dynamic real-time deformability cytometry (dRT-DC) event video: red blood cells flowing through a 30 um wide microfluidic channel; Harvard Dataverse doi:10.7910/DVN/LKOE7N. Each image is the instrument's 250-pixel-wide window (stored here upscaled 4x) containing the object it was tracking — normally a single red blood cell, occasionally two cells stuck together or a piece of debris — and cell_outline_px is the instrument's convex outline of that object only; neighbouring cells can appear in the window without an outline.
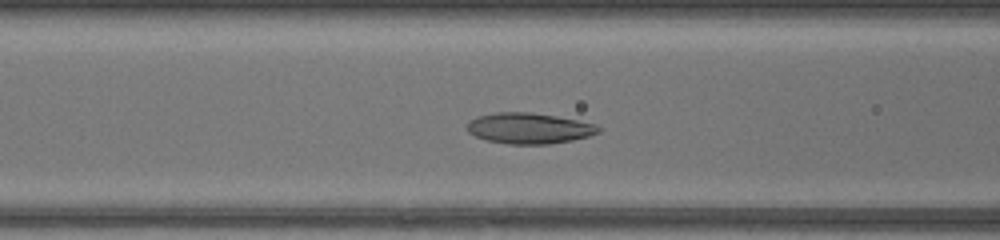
{"species": "common noctule bat (a hibernating species)", "species_latin": "Nyctalus noctula", "temperature_condition": "warm", "stored_images_in_passage": 32, "camera_frame_rate_fps": 3000, "um_per_image_px": 0.085, "animal": {"sex": "female", "body_mass_g": 17.0, "forearm_length_mm": 48.0}, "frame": {"image": 1, "passage_image": 5, "time_ms": 1.333, "image_size_px": [1000, 240], "cell_outline_px": [[600, 132], [588, 136], [572, 140], [548, 144], [508, 144], [488, 140], [476, 136], [468, 132], [468, 124], [476, 116], [496, 112], [528, 112], [556, 116], [576, 120], [592, 124], [600, 128]], "centroid_in_image_um": [44.95, 10.9], "position_along_channel_um": 121.6, "area_um2": 23.24}}
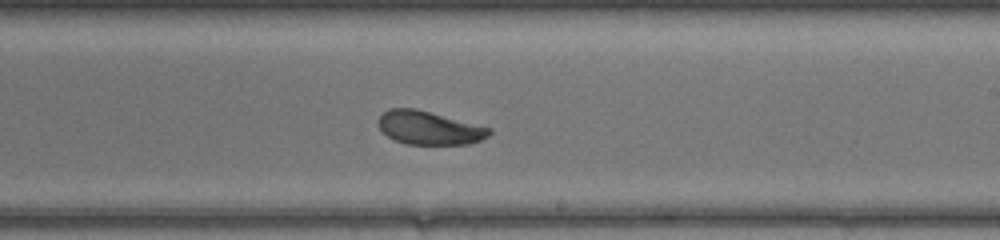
{"frame": {"image": 2, "passage_image": 14, "time_ms": 4.333, "image_size_px": [1000, 240], "cell_outline_px": [[492, 132], [488, 136], [480, 140], [468, 144], [408, 144], [396, 140], [388, 136], [380, 128], [380, 116], [384, 112], [392, 108], [416, 108], [492, 128]], "centroid_in_image_um": [36.52, 10.86], "position_along_channel_um": 252.5, "area_um2": 21.33}}
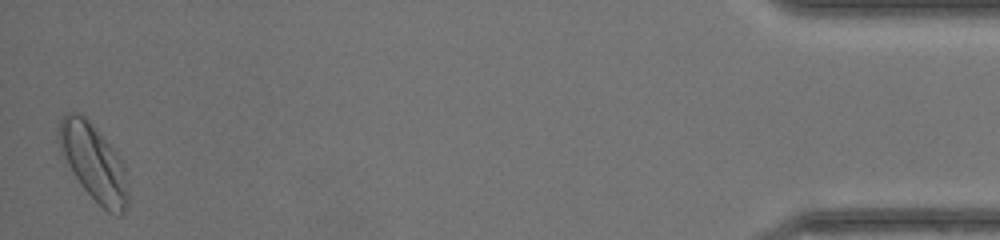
{"frame": {"image": 3, "passage_image": 32, "time_ms": 10.333, "image_size_px": [1000, 240], "cell_outline_px": [[128, 208], [120, 216], [116, 216], [108, 212], [80, 184], [68, 164], [56, 140], [56, 132], [60, 120], [64, 112], [76, 112], [84, 116], [88, 120], [120, 156], [124, 164], [128, 196]], "centroid_in_image_um": [7.95, 13.79], "position_along_channel_um": 427.2, "area_um2": 30.75}, "authors_computed_cell_mechanics": {"area_um2": 22.7443, "velocity_mm_per_s": 4.38, "shape_relaxation_time_tau1_ms": 3.4836, "shape_relaxation_time_tau2_ms": 2.8826, "deformation_change_tau1": 0.1084, "deformation_change_tau2": 0.0898}}